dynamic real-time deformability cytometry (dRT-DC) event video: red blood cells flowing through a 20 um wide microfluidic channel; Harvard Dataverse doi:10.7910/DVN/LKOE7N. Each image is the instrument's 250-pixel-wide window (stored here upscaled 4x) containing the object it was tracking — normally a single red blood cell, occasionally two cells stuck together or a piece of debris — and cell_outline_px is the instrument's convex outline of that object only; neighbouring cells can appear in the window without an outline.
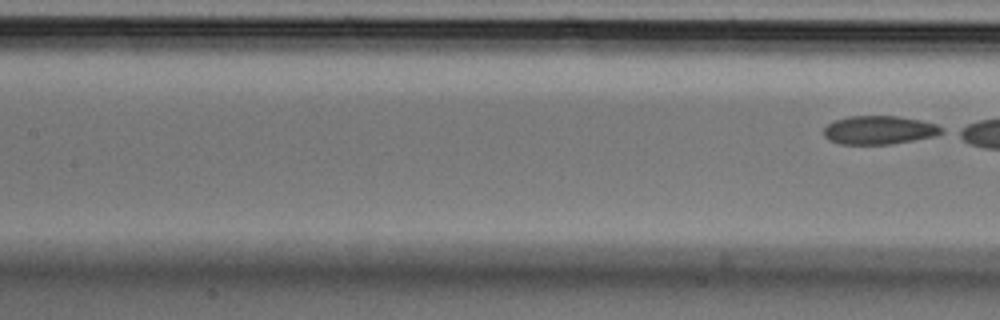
{"species": "Egyptian fruit bat (a non-hibernating species)", "species_latin": "Rousettus aegyptiacus", "temperature_condition": "cold", "stored_images_in_passage": 8, "segment_of_instrument_passage": [2, 2], "camera_frame_rate_fps": 3000, "um_per_image_px": 0.085, "animal": {"sex": "male"}, "frame": {"image": 1, "passage_image": 8, "time_ms": 2.333, "image_size_px": [1000, 320], "cell_outline_px": [[944, 132], [936, 136], [892, 144], [840, 144], [828, 140], [824, 136], [824, 128], [828, 124], [836, 120], [848, 116], [896, 116], [920, 120], [936, 124], [944, 128]], "centroid_in_image_um": [74.74, 11.06], "position_along_channel_um": 132.7, "area_um2": 19.65}}